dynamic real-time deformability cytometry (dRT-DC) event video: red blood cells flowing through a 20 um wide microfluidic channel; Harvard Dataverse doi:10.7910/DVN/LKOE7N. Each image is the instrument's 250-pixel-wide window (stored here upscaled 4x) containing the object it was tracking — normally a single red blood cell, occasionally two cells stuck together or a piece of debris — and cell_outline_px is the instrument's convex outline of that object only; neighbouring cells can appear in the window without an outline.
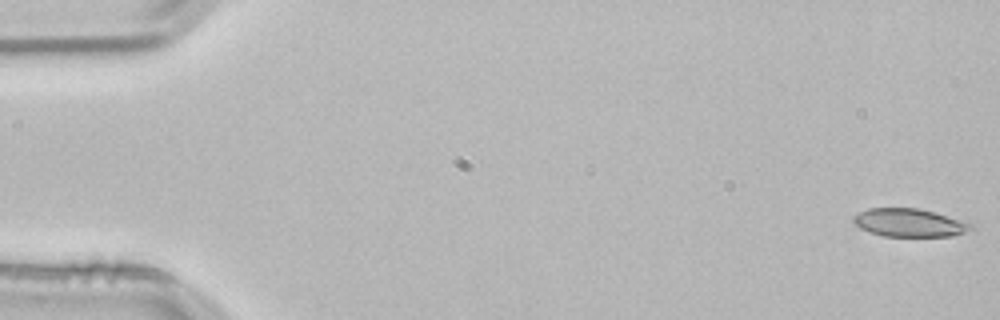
{"species": "common noctule bat (a hibernating species)", "species_latin": "Nyctalus noctula", "temperature_condition": "room temperature", "stored_images_in_passage": 54, "camera_frame_rate_fps": 3000, "um_per_image_px": 0.085, "animal": {"sex": "male", "body_mass_g": 21.5, "forearm_length_mm": 52.0}, "frame": {"image": 1, "passage_image": 1, "time_ms": 0.0, "image_size_px": [1000, 320], "cell_outline_px": [[976, 228], [952, 236], [884, 236], [860, 228], [852, 220], [852, 216], [868, 208], [916, 208], [936, 212], [972, 224]], "centroid_in_image_um": [77.3, 18.92], "position_along_channel_um": 7.7, "area_um2": 19.13}}
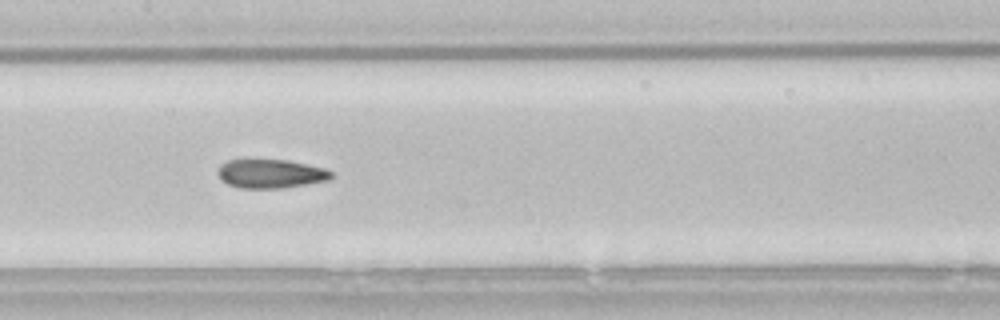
{"frame": {"image": 2, "passage_image": 26, "time_ms": 8.333, "image_size_px": [1000, 320], "cell_outline_px": [[332, 176], [328, 180], [284, 188], [240, 188], [228, 184], [220, 180], [216, 172], [220, 164], [228, 160], [288, 160], [324, 168], [332, 172]], "centroid_in_image_um": [22.96, 14.77], "position_along_channel_um": 184.4, "area_um2": 19.07}}
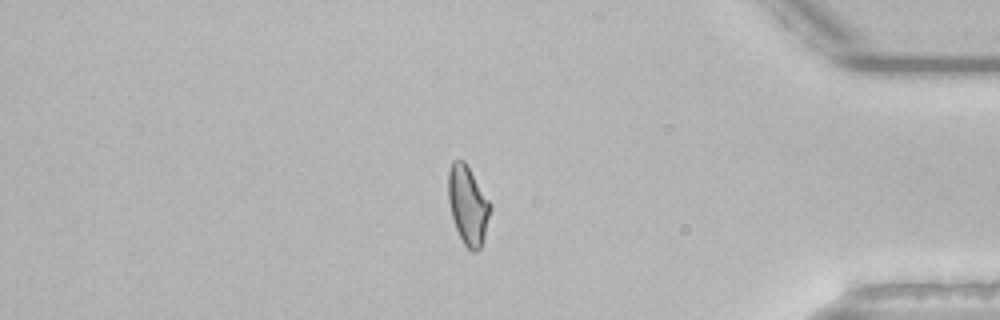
{"frame": {"image": 3, "passage_image": 45, "time_ms": 14.667, "image_size_px": [1000, 320], "cell_outline_px": [[492, 208], [484, 236], [480, 248], [476, 252], [472, 252], [464, 244], [456, 228], [452, 216], [448, 200], [448, 172], [452, 160], [464, 160], [492, 204]], "centroid_in_image_um": [39.78, 17.42], "position_along_channel_um": 395.4, "area_um2": 19.25}}